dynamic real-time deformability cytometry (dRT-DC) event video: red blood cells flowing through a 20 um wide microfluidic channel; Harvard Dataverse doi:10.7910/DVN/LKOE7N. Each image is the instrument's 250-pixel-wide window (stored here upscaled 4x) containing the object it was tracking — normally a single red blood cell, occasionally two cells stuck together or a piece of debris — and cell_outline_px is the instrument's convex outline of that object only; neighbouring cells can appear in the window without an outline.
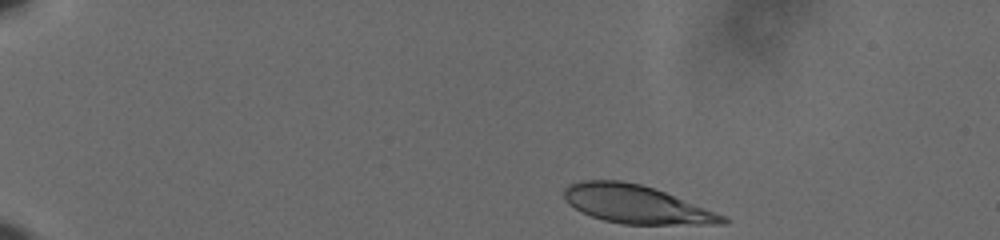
{"species": "human", "species_latin": "Homo sapiens", "temperature_condition": "cold", "stored_images_in_passage": 45, "camera_frame_rate_fps": 3000, "um_per_image_px": 0.085, "donor": {"sex": "male"}, "frame": {"image": 1, "passage_image": 1, "time_ms": 0.0, "image_size_px": [1000, 240], "cell_outline_px": [[732, 220], [724, 224], [624, 224], [604, 220], [580, 212], [568, 204], [564, 200], [564, 188], [568, 184], [580, 180], [620, 180], [640, 184], [664, 192], [724, 216]], "centroid_in_image_um": [54.0, 17.36], "position_along_channel_um": 31.0, "area_um2": 34.97}}
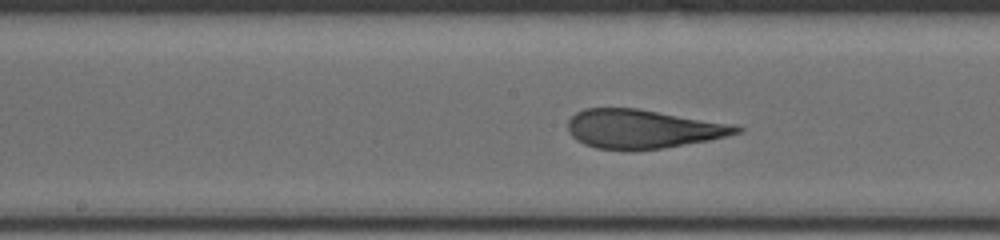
{"frame": {"image": 2, "passage_image": 23, "time_ms": 7.333, "image_size_px": [1000, 240], "cell_outline_px": [[744, 128], [740, 132], [708, 140], [660, 148], [632, 152], [628, 152], [596, 148], [584, 144], [576, 140], [568, 132], [568, 120], [576, 112], [584, 108], [636, 108], [736, 124]], "centroid_in_image_um": [54.6, 10.97], "position_along_channel_um": 193.6, "area_um2": 38.55}}
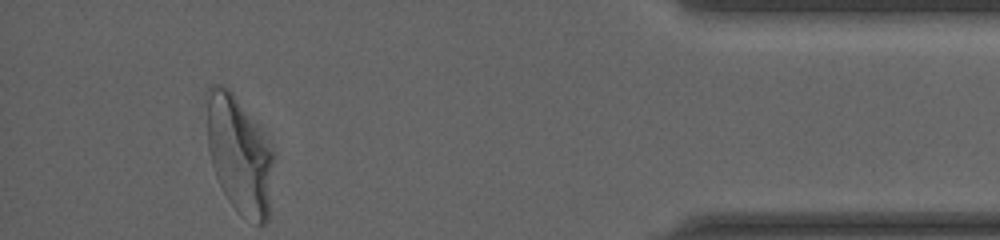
{"frame": {"image": 3, "passage_image": 45, "time_ms": 14.667, "image_size_px": [1000, 240], "cell_outline_px": [[272, 160], [268, 220], [264, 224], [256, 224], [240, 216], [236, 212], [228, 200], [216, 176], [212, 164], [208, 148], [204, 92], [212, 84], [220, 84], [228, 88], [232, 92], [272, 152]], "centroid_in_image_um": [20.25, 13.16], "position_along_channel_um": 415.0, "area_um2": 44.8}, "authors_computed_cell_mechanics": {"area_um2": 38.5526, "velocity_mm_per_s": 3.6121, "shape_relaxation_time_tau1_ms": 5.3481, "shape_relaxation_time_tau2_ms": 0.9281, "deformation_change_tau1": 0.2142, "deformation_change_tau2": 0.0659}}